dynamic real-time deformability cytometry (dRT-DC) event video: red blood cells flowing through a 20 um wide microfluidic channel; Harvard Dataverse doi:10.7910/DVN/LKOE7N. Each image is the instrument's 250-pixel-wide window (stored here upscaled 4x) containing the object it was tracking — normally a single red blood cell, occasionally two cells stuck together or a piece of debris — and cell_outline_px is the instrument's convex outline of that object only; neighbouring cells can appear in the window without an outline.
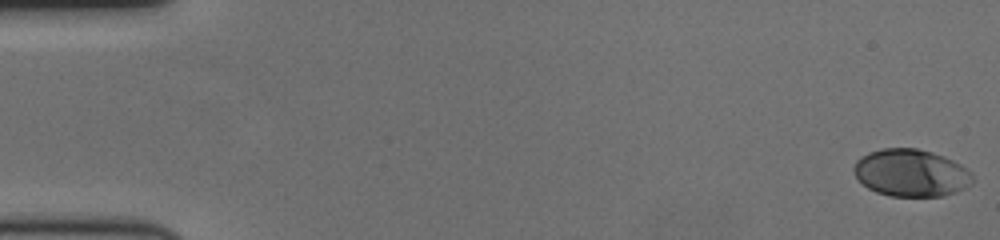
{"species": "human", "species_latin": "Homo sapiens", "temperature_condition": "cold", "stored_images_in_passage": 61, "camera_frame_rate_fps": 3000, "um_per_image_px": 0.085, "donor": {"sex": "female"}, "frame": {"image": 1, "passage_image": 1, "time_ms": 0.0, "image_size_px": [1000, 240], "cell_outline_px": [[972, 184], [956, 192], [944, 196], [892, 196], [876, 192], [868, 188], [856, 176], [852, 168], [856, 160], [860, 156], [868, 152], [880, 148], [916, 148], [932, 152], [944, 156], [960, 164], [972, 172]], "centroid_in_image_um": [77.43, 14.69], "position_along_channel_um": 7.6, "area_um2": 32.89}}
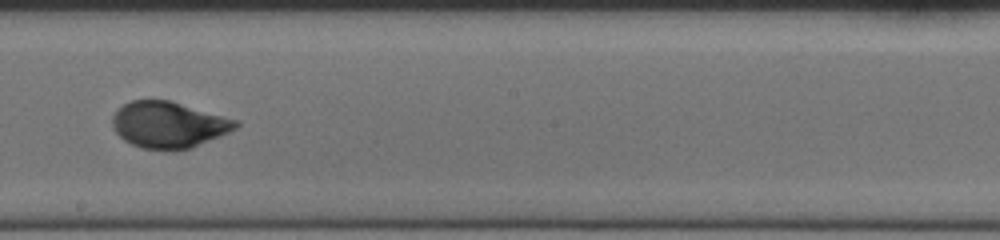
{"frame": {"image": 2, "passage_image": 35, "time_ms": 11.333, "image_size_px": [1000, 240], "cell_outline_px": [[240, 124], [236, 128], [220, 136], [192, 148], [176, 152], [140, 148], [124, 140], [116, 132], [112, 124], [112, 116], [124, 104], [132, 100], [172, 100], [240, 120]], "centroid_in_image_um": [14.37, 10.62], "position_along_channel_um": 233.8, "area_um2": 33.81}}
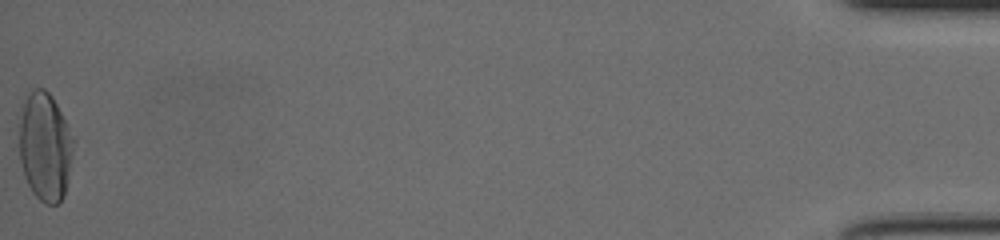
{"frame": {"image": 3, "passage_image": 61, "time_ms": 20.0, "image_size_px": [1000, 240], "cell_outline_px": [[76, 140], [64, 196], [56, 204], [44, 204], [32, 192], [24, 176], [20, 160], [16, 112], [28, 92], [32, 88], [44, 88], [52, 96]], "centroid_in_image_um": [3.78, 12.39], "position_along_channel_um": 431.4, "area_um2": 35.55}, "authors_computed_cell_mechanics": {"area_um2": 32.5414, "velocity_mm_per_s": 3.433, "shape_relaxation_time_tau1_ms": 4.7474, "shape_relaxation_time_tau2_ms": null, "deformation_change_tau1": 0.1762, "deformation_change_tau2": null}}